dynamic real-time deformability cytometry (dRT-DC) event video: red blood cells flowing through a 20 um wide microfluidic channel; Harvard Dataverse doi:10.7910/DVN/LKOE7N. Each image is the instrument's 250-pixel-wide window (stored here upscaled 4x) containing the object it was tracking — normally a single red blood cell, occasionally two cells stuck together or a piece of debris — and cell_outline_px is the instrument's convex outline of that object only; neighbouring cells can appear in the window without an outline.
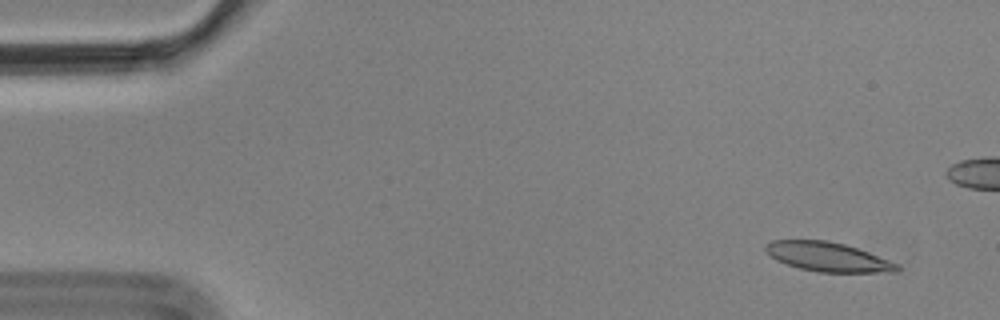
{"species": "Egyptian fruit bat (a non-hibernating species)", "species_latin": "Rousettus aegyptiacus", "temperature_condition": "cold", "stored_images_in_passage": 6, "camera_frame_rate_fps": 3000, "um_per_image_px": 0.085, "animal": {"sex": "male"}, "frame": {"image": 1, "passage_image": 2, "time_ms": 0.333, "image_size_px": [1000, 320], "cell_outline_px": [[900, 272], [820, 272], [800, 268], [776, 260], [764, 248], [764, 244], [772, 240], [828, 240], [844, 244], [868, 252], [900, 264]], "centroid_in_image_um": [70.4, 21.83], "position_along_channel_um": 14.6, "area_um2": 22.31}}